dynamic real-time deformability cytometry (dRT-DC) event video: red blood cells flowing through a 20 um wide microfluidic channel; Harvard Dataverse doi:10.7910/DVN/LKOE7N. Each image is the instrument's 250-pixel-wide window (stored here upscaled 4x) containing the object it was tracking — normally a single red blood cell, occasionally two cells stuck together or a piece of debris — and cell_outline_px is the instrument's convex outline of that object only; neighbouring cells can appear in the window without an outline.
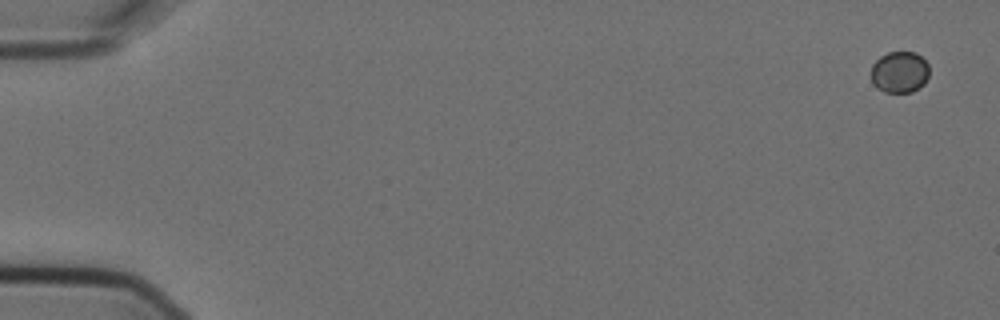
{"species": "Egyptian fruit bat (a non-hibernating species)", "species_latin": "Rousettus aegyptiacus", "temperature_condition": "cold", "stored_images_in_passage": 5, "camera_frame_rate_fps": 3000, "um_per_image_px": 0.085, "animal": {"sex": "female"}, "frame": {"image": 1, "passage_image": 1, "time_ms": 0.0, "image_size_px": [1000, 320], "cell_outline_px": [[928, 76], [924, 84], [920, 88], [912, 92], [884, 92], [872, 80], [872, 64], [880, 56], [888, 52], [916, 52], [928, 64]], "centroid_in_image_um": [76.49, 6.12], "position_along_channel_um": 8.5, "area_um2": 13.93}}
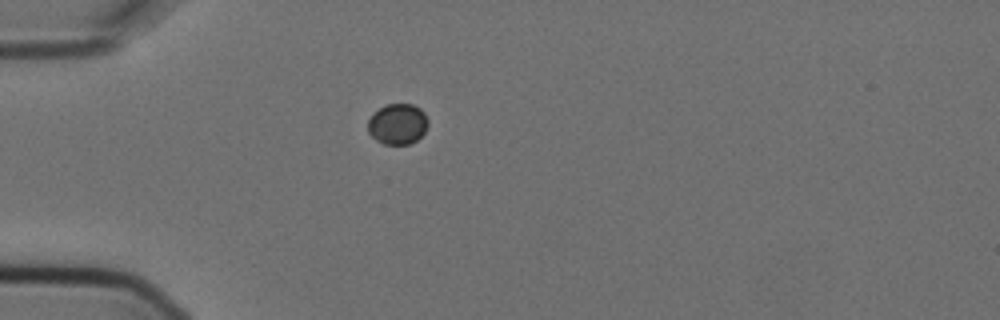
{"frame": {"image": 2, "passage_image": 5, "time_ms": 1.333, "image_size_px": [1000, 320], "cell_outline_px": [[428, 124], [424, 132], [416, 140], [408, 144], [384, 144], [376, 140], [368, 132], [368, 120], [372, 112], [384, 104], [412, 104], [420, 108], [424, 112], [428, 120]], "centroid_in_image_um": [33.77, 10.52], "position_along_channel_um": 51.2, "area_um2": 14.39}}